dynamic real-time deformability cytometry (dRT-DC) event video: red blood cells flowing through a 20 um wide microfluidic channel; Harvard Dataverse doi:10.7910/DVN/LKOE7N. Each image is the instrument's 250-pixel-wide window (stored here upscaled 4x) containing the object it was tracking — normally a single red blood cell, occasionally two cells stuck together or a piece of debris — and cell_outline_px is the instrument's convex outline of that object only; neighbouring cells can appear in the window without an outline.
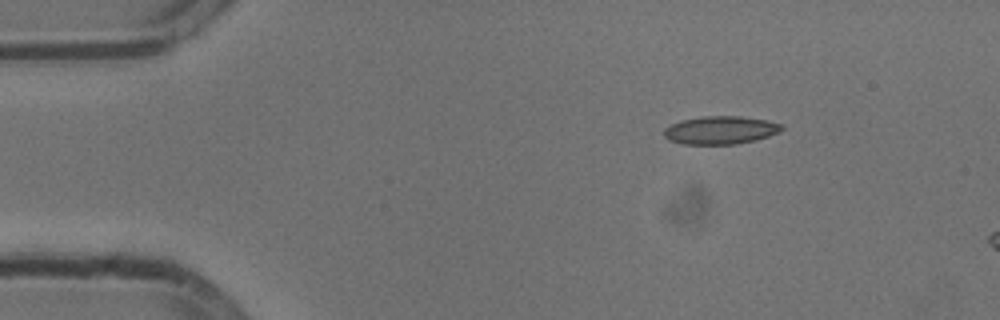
{"species": "common noctule bat (a hibernating species)", "species_latin": "Nyctalus noctula", "temperature_condition": "cold", "stored_images_in_passage": 9, "camera_frame_rate_fps": 3000, "um_per_image_px": 0.085, "animal": {"sex": "male", "body_mass_g": 13.3}, "frame": {"image": 1, "passage_image": 1, "time_ms": 0.0, "image_size_px": [1000, 320], "cell_outline_px": [[784, 128], [780, 132], [756, 140], [736, 144], [684, 144], [668, 140], [664, 136], [664, 128], [680, 120], [700, 116], [740, 116], [768, 120], [784, 124]], "centroid_in_image_um": [61.26, 11.05], "position_along_channel_um": 23.7, "area_um2": 19.48}}